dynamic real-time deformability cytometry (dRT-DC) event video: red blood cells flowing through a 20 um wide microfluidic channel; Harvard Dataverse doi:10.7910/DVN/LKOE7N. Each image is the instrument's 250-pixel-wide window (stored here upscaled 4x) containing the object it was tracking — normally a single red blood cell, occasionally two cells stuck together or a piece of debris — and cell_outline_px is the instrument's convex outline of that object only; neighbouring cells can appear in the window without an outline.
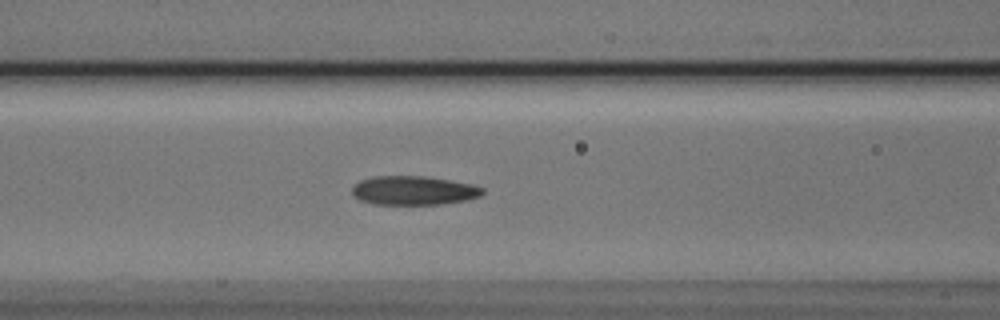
{"species": "Egyptian fruit bat (a non-hibernating species)", "species_latin": "Rousettus aegyptiacus", "temperature_condition": "cold", "stored_images_in_passage": 13, "camera_frame_rate_fps": 3000, "um_per_image_px": 0.085, "animal": {"sex": "male"}, "frame": {"image": 1, "passage_image": 8, "time_ms": 2.333, "image_size_px": [1000, 320], "cell_outline_px": [[484, 192], [480, 196], [468, 200], [444, 204], [372, 204], [360, 200], [352, 196], [352, 188], [360, 180], [376, 176], [424, 176], [472, 184], [484, 188]], "centroid_in_image_um": [35.16, 16.2], "position_along_channel_um": 131.4, "area_um2": 22.08}}
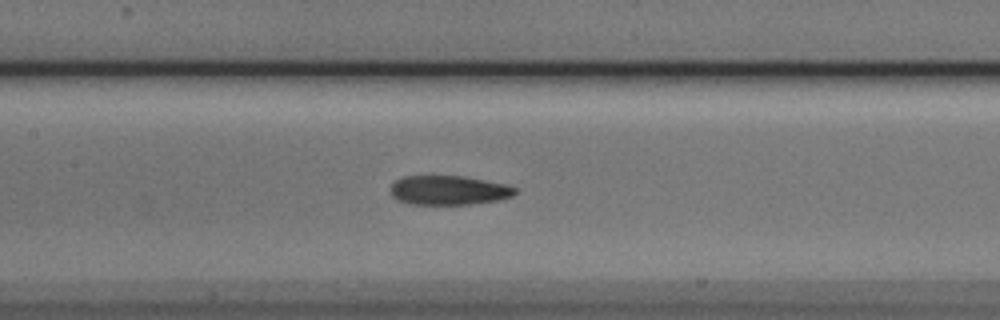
{"frame": {"image": 2, "passage_image": 11, "time_ms": 3.333, "image_size_px": [1000, 320], "cell_outline_px": [[516, 192], [512, 196], [496, 200], [472, 204], [408, 204], [396, 200], [392, 196], [392, 184], [396, 180], [404, 176], [464, 176], [508, 184], [516, 188]], "centroid_in_image_um": [38.14, 16.17], "position_along_channel_um": 169.3, "area_um2": 21.27}}